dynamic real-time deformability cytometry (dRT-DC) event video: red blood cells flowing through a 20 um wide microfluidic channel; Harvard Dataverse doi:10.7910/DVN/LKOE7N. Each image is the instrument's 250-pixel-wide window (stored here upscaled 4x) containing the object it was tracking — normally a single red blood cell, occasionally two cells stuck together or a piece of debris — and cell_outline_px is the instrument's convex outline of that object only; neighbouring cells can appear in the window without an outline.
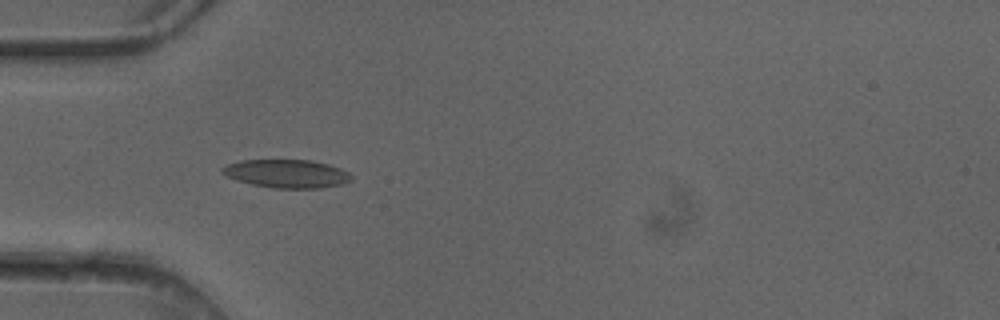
{"species": "common noctule bat (a hibernating species)", "species_latin": "Nyctalus noctula", "temperature_condition": "cold", "stored_images_in_passage": 6, "camera_frame_rate_fps": 3000, "um_per_image_px": 0.085, "animal": {"sex": "female"}, "frame": {"image": 1, "passage_image": 5, "time_ms": 1.333, "image_size_px": [1000, 320], "cell_outline_px": [[352, 180], [340, 184], [320, 188], [272, 188], [252, 184], [236, 180], [224, 176], [220, 172], [220, 168], [228, 164], [240, 160], [312, 160], [328, 164], [340, 168], [348, 172], [352, 176]], "centroid_in_image_um": [24.33, 14.76], "position_along_channel_um": 60.7, "area_um2": 21.39}}
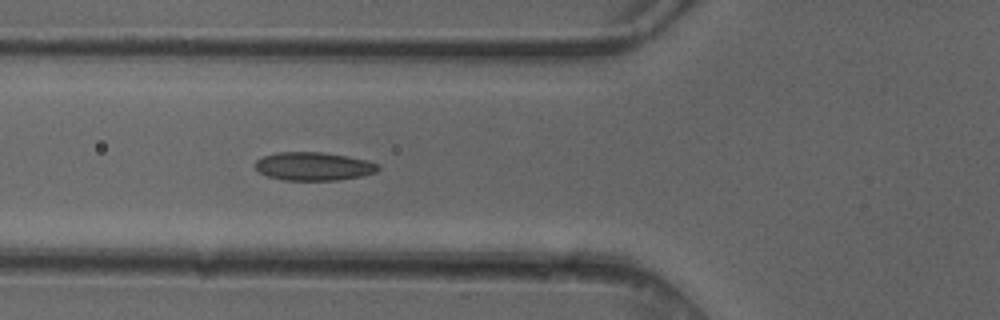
{"frame": {"image": 2, "passage_image": 6, "time_ms": 1.667, "image_size_px": [1000, 320], "cell_outline_px": [[380, 168], [376, 172], [360, 176], [336, 180], [284, 180], [268, 176], [260, 172], [252, 164], [256, 160], [264, 156], [276, 152], [324, 152], [348, 156], [368, 160], [380, 164]], "centroid_in_image_um": [26.66, 14.12], "position_along_channel_um": 99.1, "area_um2": 20.4}}